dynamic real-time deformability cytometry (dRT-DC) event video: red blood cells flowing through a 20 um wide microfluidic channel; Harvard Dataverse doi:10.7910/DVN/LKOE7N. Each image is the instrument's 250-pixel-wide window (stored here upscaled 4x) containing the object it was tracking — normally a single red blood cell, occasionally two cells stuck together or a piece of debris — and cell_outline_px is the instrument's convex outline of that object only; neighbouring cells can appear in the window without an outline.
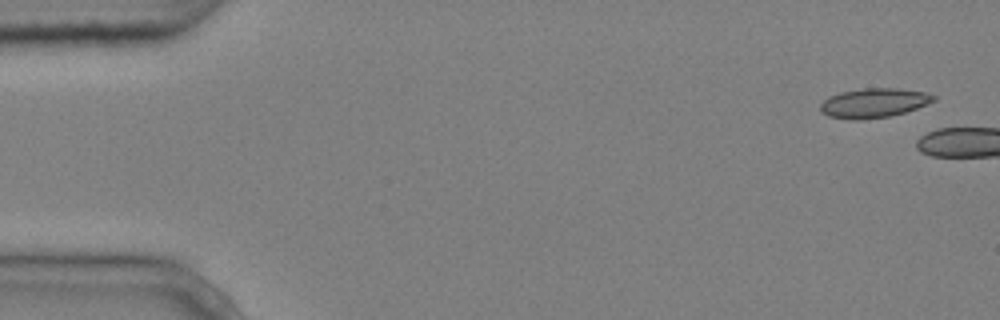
{"species": "common noctule bat (a hibernating species)", "species_latin": "Nyctalus noctula", "temperature_condition": "cold", "stored_images_in_passage": 5, "segment_of_instrument_passage": [2, 2], "camera_frame_rate_fps": 3000, "um_per_image_px": 0.085, "animal": {"sex": "male", "body_mass_g": 20.4}, "frame": {"image": 1, "passage_image": 5, "time_ms": 1.333, "image_size_px": [1000, 320], "cell_outline_px": [[936, 100], [916, 108], [904, 112], [888, 116], [860, 120], [852, 120], [828, 116], [820, 112], [820, 104], [828, 96], [840, 92], [864, 88], [900, 88], [924, 92], [936, 96]], "centroid_in_image_um": [74.24, 8.75], "position_along_channel_um": 10.8, "area_um2": 19.42}}